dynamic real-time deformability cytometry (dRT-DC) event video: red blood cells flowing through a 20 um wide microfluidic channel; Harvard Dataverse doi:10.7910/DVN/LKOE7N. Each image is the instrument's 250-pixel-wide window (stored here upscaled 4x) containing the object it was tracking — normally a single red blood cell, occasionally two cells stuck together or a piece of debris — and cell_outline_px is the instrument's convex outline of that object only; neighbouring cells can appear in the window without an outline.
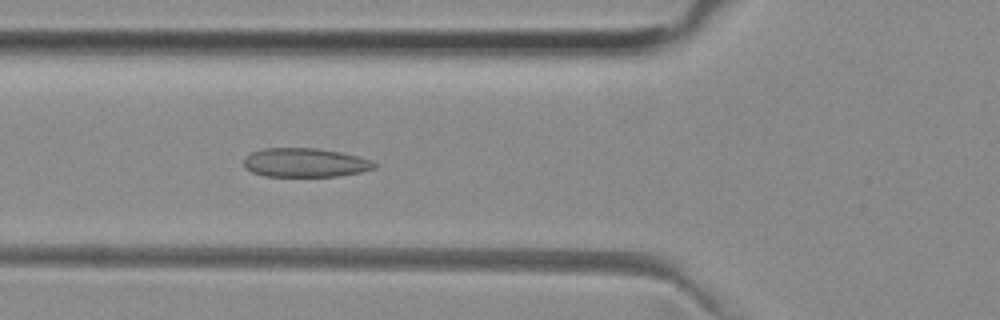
{"species": "common noctule bat (a hibernating species)", "species_latin": "Nyctalus noctula", "temperature_condition": "room temperature", "stored_images_in_passage": 45, "camera_frame_rate_fps": 3000, "um_per_image_px": 0.085, "animal": {"sex": "female", "body_mass_g": 29.2, "forearm_length_mm": 56.3}, "frame": {"image": 1, "passage_image": 12, "time_ms": 3.667, "image_size_px": [1000, 320], "cell_outline_px": [[380, 164], [376, 168], [360, 172], [340, 176], [264, 176], [252, 172], [244, 168], [244, 160], [252, 152], [264, 148], [316, 148], [340, 152], [360, 156], [372, 160]], "centroid_in_image_um": [25.99, 13.82], "position_along_channel_um": 99.8, "area_um2": 22.2}}
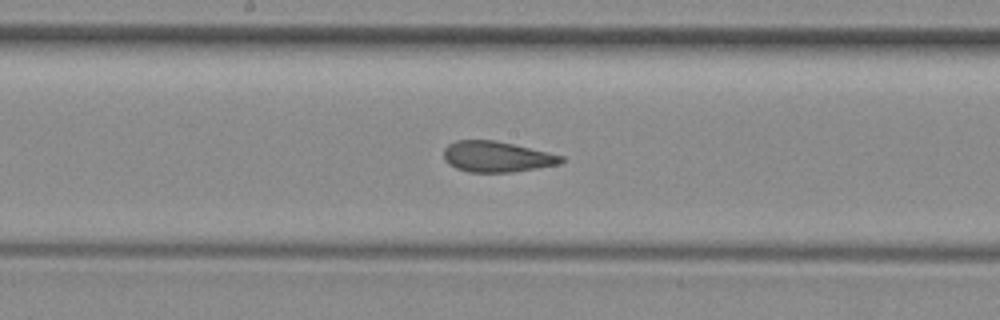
{"frame": {"image": 2, "passage_image": 20, "time_ms": 6.333, "image_size_px": [1000, 320], "cell_outline_px": [[564, 160], [560, 164], [512, 172], [468, 172], [456, 168], [448, 164], [444, 160], [444, 148], [448, 144], [456, 140], [496, 140], [548, 152], [564, 156]], "centroid_in_image_um": [42.2, 13.31], "position_along_channel_um": 206.0, "area_um2": 21.1}}
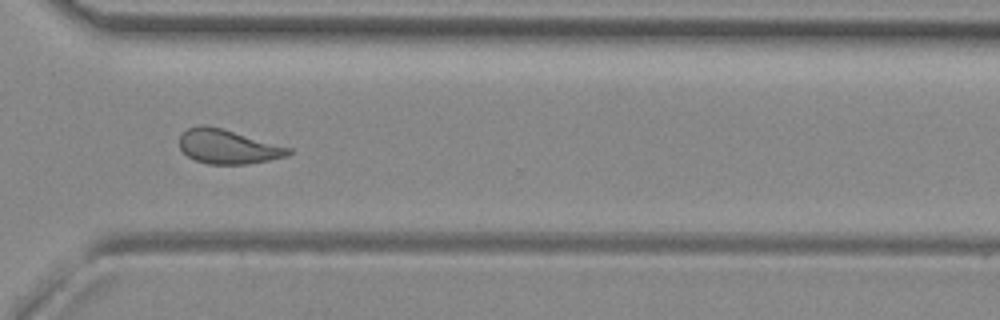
{"frame": {"image": 3, "passage_image": 31, "time_ms": 10.0, "image_size_px": [1000, 320], "cell_outline_px": [[292, 152], [288, 156], [248, 164], [208, 164], [196, 160], [188, 156], [180, 148], [180, 136], [188, 128], [200, 124], [204, 124], [220, 128], [292, 148]], "centroid_in_image_um": [19.38, 12.47], "position_along_channel_um": 351.2, "area_um2": 21.56}, "authors_computed_cell_mechanics": {"area_um2": 21.9062, "velocity_mm_per_s": 3.9703, "shape_relaxation_time_tau1_ms": null, "shape_relaxation_time_tau2_ms": 1.7583, "deformation_change_tau1": null, "deformation_change_tau2": 0.0898}}